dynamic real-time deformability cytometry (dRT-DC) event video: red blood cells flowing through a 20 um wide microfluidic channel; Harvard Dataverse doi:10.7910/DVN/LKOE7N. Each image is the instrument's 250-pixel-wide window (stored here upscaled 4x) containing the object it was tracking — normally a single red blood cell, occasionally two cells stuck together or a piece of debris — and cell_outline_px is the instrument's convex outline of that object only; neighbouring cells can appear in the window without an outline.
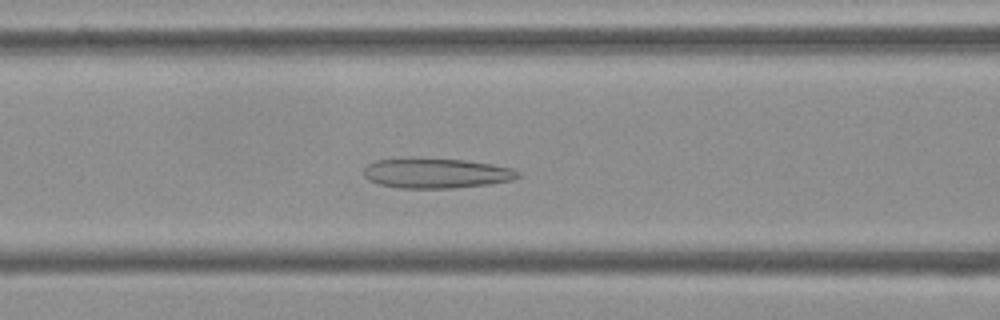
{"species": "Egyptian fruit bat (a non-hibernating species)", "species_latin": "Rousettus aegyptiacus", "temperature_condition": "cold", "stored_images_in_passage": 44, "camera_frame_rate_fps": 3000, "um_per_image_px": 0.085, "frame": {"image": 1, "passage_image": 20, "time_ms": 6.333, "image_size_px": [1000, 320], "cell_outline_px": [[520, 176], [512, 180], [488, 184], [452, 188], [400, 188], [380, 184], [368, 180], [364, 176], [364, 168], [368, 164], [376, 160], [412, 156], [464, 160], [492, 164], [512, 168], [520, 172]], "centroid_in_image_um": [37.04, 14.69], "position_along_channel_um": 129.6, "area_um2": 27.46}}
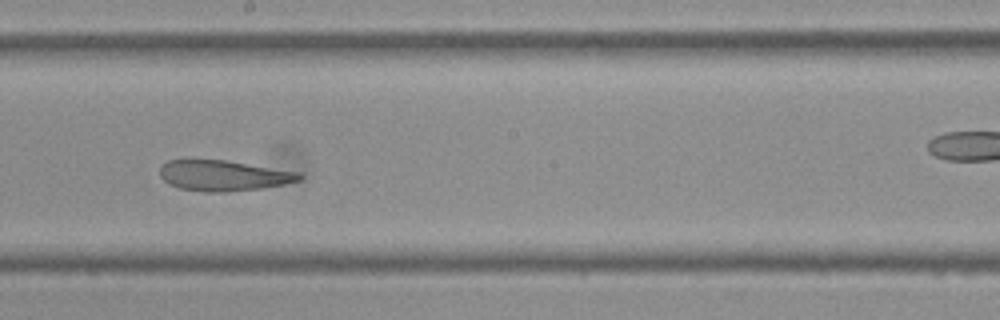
{"frame": {"image": 2, "passage_image": 28, "time_ms": 9.0, "image_size_px": [1000, 320], "cell_outline_px": [[304, 176], [300, 180], [284, 184], [264, 188], [224, 192], [204, 192], [180, 188], [168, 184], [160, 176], [160, 164], [168, 160], [224, 160], [300, 172]], "centroid_in_image_um": [18.99, 14.93], "position_along_channel_um": 229.2, "area_um2": 24.91}}
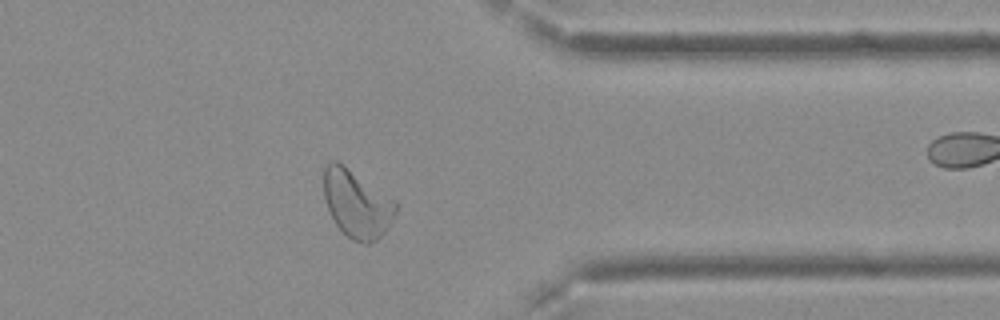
{"frame": {"image": 3, "passage_image": 41, "time_ms": 13.333, "image_size_px": [1000, 320], "cell_outline_px": [[396, 212], [384, 232], [376, 240], [368, 244], [364, 244], [352, 240], [336, 224], [328, 208], [324, 196], [324, 168], [332, 160], [336, 160], [396, 200]], "centroid_in_image_um": [30.33, 17.33], "position_along_channel_um": 381.1, "area_um2": 27.92}, "authors_computed_cell_mechanics": {"area_um2": 28.1486, "velocity_mm_per_s": 3.7503, "shape_relaxation_time_tau1_ms": null, "shape_relaxation_time_tau2_ms": 4.5423, "deformation_change_tau1": null, "deformation_change_tau2": 0.1441}}